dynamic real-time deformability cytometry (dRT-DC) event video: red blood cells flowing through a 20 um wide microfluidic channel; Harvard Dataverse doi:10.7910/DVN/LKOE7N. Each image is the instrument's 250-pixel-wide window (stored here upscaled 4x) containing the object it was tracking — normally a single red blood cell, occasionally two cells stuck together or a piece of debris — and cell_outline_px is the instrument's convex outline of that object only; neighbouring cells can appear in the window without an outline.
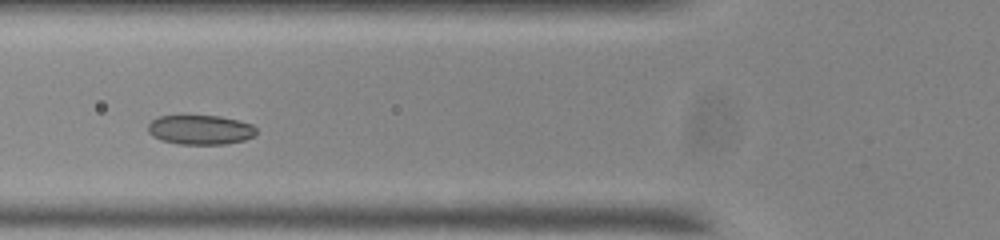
{"species": "common noctule bat (a hibernating species)", "species_latin": "Nyctalus noctula", "temperature_condition": "room temperature", "stored_images_in_passage": 28, "camera_frame_rate_fps": 3000, "um_per_image_px": 0.085, "animal": {"sex": "male", "body_mass_g": 20.0, "forearm_length_mm": 53.3}, "frame": {"image": 1, "passage_image": 9, "time_ms": 2.667, "image_size_px": [1000, 240], "cell_outline_px": [[256, 132], [252, 136], [244, 140], [224, 144], [180, 144], [160, 140], [152, 136], [148, 132], [148, 124], [152, 120], [160, 116], [184, 112], [220, 116], [252, 124], [256, 128]], "centroid_in_image_um": [16.95, 10.98], "position_along_channel_um": 108.8, "area_um2": 19.36}, "authors_computed_cell_mechanics": {"area_um2": 19.0162, "velocity_mm_per_s": 3.6688, "shape_relaxation_time_tau1_ms": 2.8064, "shape_relaxation_time_tau2_ms": 3.8532, "deformation_change_tau1": 0.071, "deformation_change_tau2": 0.0688}}